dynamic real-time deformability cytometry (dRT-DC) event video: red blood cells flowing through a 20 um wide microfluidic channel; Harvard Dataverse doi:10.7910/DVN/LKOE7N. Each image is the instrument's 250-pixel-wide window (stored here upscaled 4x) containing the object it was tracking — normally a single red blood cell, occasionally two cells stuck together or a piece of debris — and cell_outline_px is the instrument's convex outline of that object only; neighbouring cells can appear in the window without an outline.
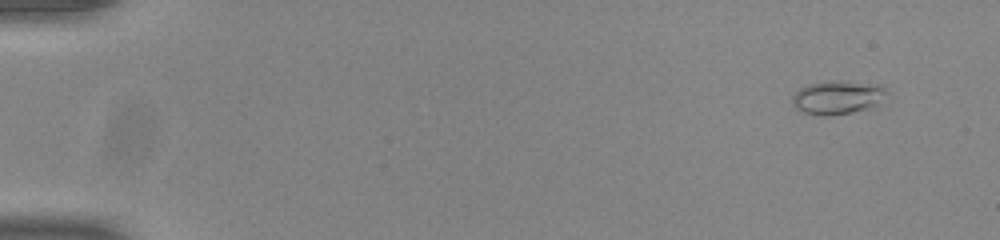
{"species": "common noctule bat (a hibernating species)", "species_latin": "Nyctalus noctula", "temperature_condition": "room temperature", "stored_images_in_passage": 11, "camera_frame_rate_fps": 3000, "um_per_image_px": 0.085, "animal": {"sex": "male", "body_mass_g": 20.0, "forearm_length_mm": 53.3}, "frame": {"image": 1, "passage_image": 1, "time_ms": 0.0, "image_size_px": [1000, 240], "cell_outline_px": [[888, 92], [876, 104], [868, 108], [852, 112], [832, 116], [820, 116], [804, 112], [796, 108], [792, 104], [792, 96], [800, 88], [808, 84], [828, 80], [832, 80], [876, 84], [888, 88]], "centroid_in_image_um": [71.16, 8.27], "position_along_channel_um": 13.8, "area_um2": 18.5}}